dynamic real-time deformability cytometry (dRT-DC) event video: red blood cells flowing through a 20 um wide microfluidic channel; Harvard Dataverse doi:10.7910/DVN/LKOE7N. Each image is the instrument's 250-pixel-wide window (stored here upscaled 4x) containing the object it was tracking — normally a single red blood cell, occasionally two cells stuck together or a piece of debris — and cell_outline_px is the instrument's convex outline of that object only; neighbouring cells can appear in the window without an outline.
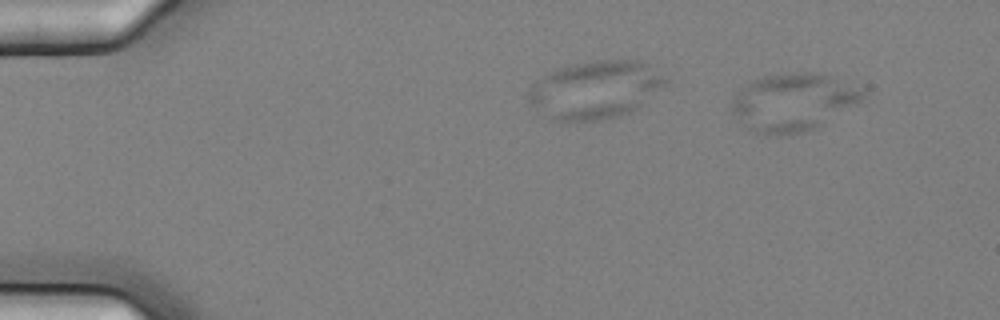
{"species": "common noctule bat (a hibernating species)", "species_latin": "Nyctalus noctula", "temperature_condition": "cold", "stored_images_in_passage": 5, "camera_frame_rate_fps": 3000, "um_per_image_px": 0.085, "animal": {"sex": "female", "body_mass_g": 25.1}, "frame": {"image": 1, "passage_image": 1, "time_ms": 0.0, "image_size_px": [1000, 320], "cell_outline_px": [[864, 92], [860, 100], [812, 128], [800, 132], [780, 136], [764, 136], [748, 128], [736, 120], [732, 112], [732, 96], [736, 92], [752, 80], [764, 76], [788, 72], [816, 72], [864, 88]], "centroid_in_image_um": [67.31, 8.67], "position_along_channel_um": 17.7, "area_um2": 43.47}}
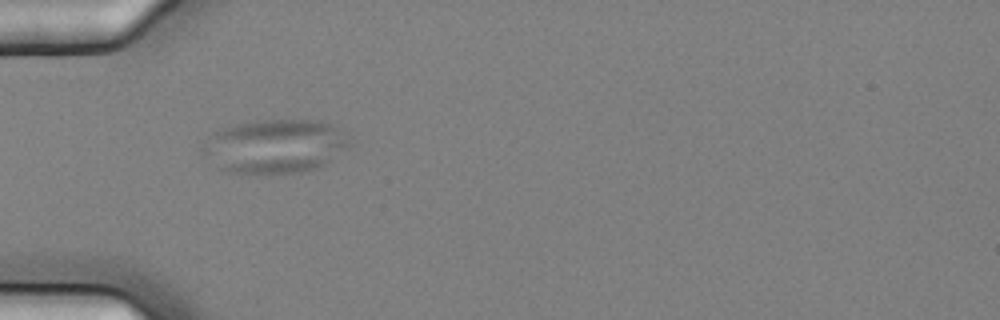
{"frame": {"image": 2, "passage_image": 4, "time_ms": 1.0, "image_size_px": [1000, 320], "cell_outline_px": [[348, 144], [320, 168], [300, 172], [232, 172], [220, 168], [204, 156], [200, 148], [212, 132], [236, 124], [256, 120], [316, 120], [332, 124], [348, 140]], "centroid_in_image_um": [23.29, 12.41], "position_along_channel_um": 61.7, "area_um2": 45.14}}